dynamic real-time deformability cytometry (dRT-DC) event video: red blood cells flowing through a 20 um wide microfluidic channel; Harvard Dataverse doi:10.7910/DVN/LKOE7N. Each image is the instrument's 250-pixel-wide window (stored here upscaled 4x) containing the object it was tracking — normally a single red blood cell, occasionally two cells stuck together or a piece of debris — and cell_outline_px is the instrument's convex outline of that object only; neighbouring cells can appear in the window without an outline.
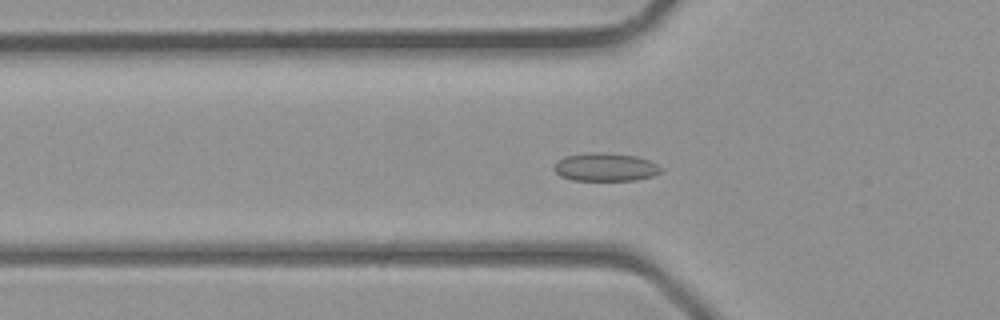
{"species": "common noctule bat (a hibernating species)", "species_latin": "Nyctalus noctula", "temperature_condition": "room temperature", "stored_images_in_passage": 40, "camera_frame_rate_fps": 3000, "um_per_image_px": 0.085, "animal": {"sex": "male", "body_mass_g": 23.1, "forearm_length_mm": 52.7}, "frame": {"image": 1, "passage_image": 14, "time_ms": 4.333, "image_size_px": [1000, 320], "cell_outline_px": [[664, 168], [660, 172], [652, 176], [636, 180], [572, 180], [560, 176], [552, 168], [556, 160], [564, 156], [592, 152], [600, 152], [636, 156], [648, 160]], "centroid_in_image_um": [51.42, 14.2], "position_along_channel_um": 74.4, "area_um2": 17.63}}
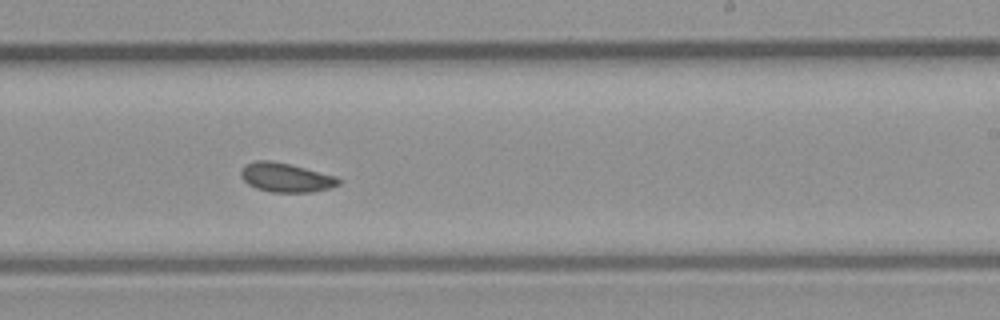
{"frame": {"image": 2, "passage_image": 25, "time_ms": 8.0, "image_size_px": [1000, 320], "cell_outline_px": [[344, 180], [340, 184], [332, 188], [312, 192], [272, 192], [256, 188], [248, 184], [240, 176], [240, 172], [244, 164], [256, 160], [272, 160], [336, 176]], "centroid_in_image_um": [24.31, 15.09], "position_along_channel_um": 264.7, "area_um2": 16.7}}
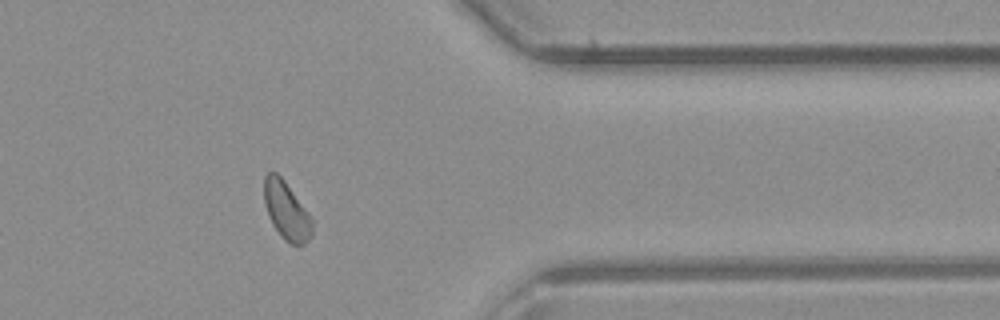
{"frame": {"image": 3, "passage_image": 33, "time_ms": 10.667, "image_size_px": [1000, 320], "cell_outline_px": [[312, 236], [304, 244], [292, 244], [284, 240], [272, 224], [268, 216], [264, 204], [264, 176], [268, 172], [276, 172], [284, 180], [312, 216]], "centroid_in_image_um": [24.35, 17.9], "position_along_channel_um": 387.1, "area_um2": 16.36}}